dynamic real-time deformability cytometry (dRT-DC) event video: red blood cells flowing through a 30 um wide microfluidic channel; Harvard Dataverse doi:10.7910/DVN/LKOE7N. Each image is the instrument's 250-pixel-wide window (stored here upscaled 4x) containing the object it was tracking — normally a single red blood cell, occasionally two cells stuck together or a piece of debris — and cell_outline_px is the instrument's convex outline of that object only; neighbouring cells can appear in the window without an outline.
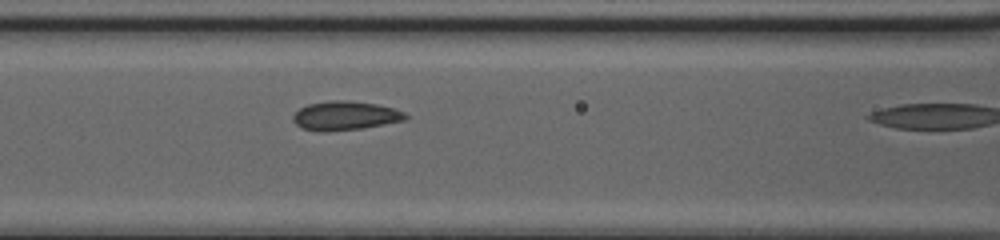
{"species": "common noctule bat (a hibernating species)", "species_latin": "Nyctalus noctula", "temperature_condition": "cold", "stored_images_in_passage": 10, "camera_frame_rate_fps": 3000, "um_per_image_px": 0.085, "animal": {"sex": "female", "body_mass_g": 20.0, "forearm_length_mm": 54.0}, "frame": {"image": 1, "passage_image": 9, "time_ms": 2.667, "image_size_px": [1000, 240], "cell_outline_px": [[408, 120], [360, 128], [320, 132], [300, 128], [292, 120], [292, 116], [300, 108], [308, 104], [332, 100], [348, 100], [376, 104], [392, 108], [404, 112], [408, 116]], "centroid_in_image_um": [29.32, 9.83], "position_along_channel_um": 137.3, "area_um2": 18.96}}